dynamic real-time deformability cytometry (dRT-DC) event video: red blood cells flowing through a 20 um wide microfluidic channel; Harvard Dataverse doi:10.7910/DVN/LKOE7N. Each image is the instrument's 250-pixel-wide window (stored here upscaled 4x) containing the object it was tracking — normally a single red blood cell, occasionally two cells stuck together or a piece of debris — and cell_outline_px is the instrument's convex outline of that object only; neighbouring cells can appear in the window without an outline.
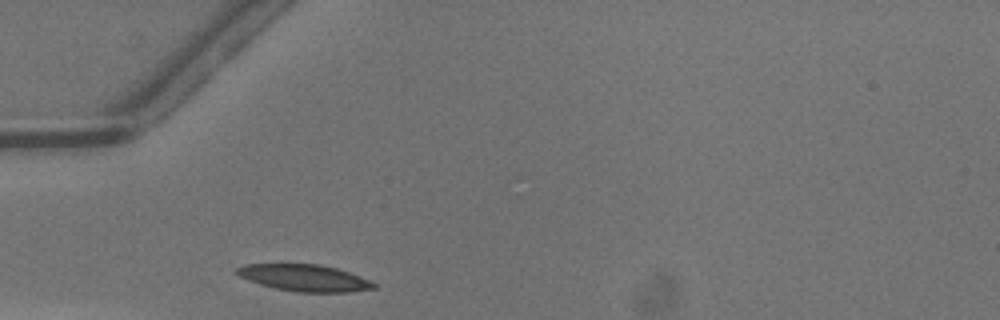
{"species": "common noctule bat (a hibernating species)", "species_latin": "Nyctalus noctula", "temperature_condition": "warm", "stored_images_in_passage": 23, "camera_frame_rate_fps": 3000, "um_per_image_px": 0.085, "animal": {"sex": "male", "body_mass_g": 13.3}, "frame": {"image": 1, "passage_image": 1, "time_ms": 0.0, "image_size_px": [1000, 320], "cell_outline_px": [[376, 288], [348, 292], [296, 292], [276, 288], [260, 284], [248, 280], [240, 276], [236, 272], [236, 268], [244, 264], [320, 264], [336, 268], [348, 272], [368, 280], [376, 284]], "centroid_in_image_um": [25.86, 23.62], "position_along_channel_um": 59.1, "area_um2": 21.1}}
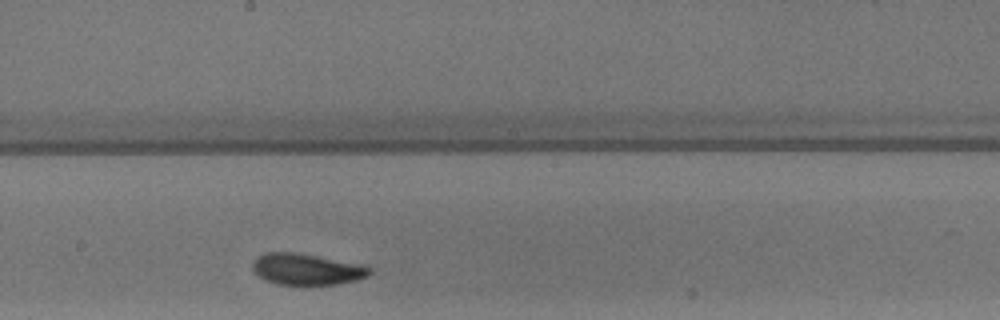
{"frame": {"image": 2, "passage_image": 13, "time_ms": 4.0, "image_size_px": [1000, 320], "cell_outline_px": [[372, 272], [368, 276], [356, 280], [340, 284], [276, 284], [264, 280], [252, 268], [252, 264], [260, 256], [268, 252], [296, 252], [360, 264], [372, 268]], "centroid_in_image_um": [26.1, 22.89], "position_along_channel_um": 222.1, "area_um2": 21.1}}
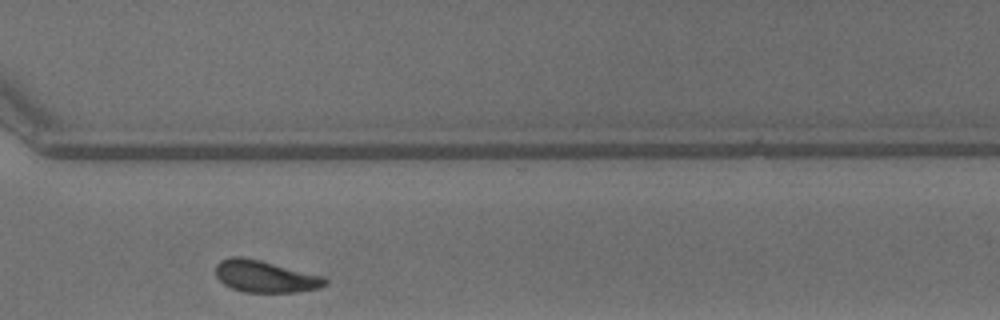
{"frame": {"image": 3, "passage_image": 22, "time_ms": 7.0, "image_size_px": [1000, 320], "cell_outline_px": [[328, 284], [320, 288], [296, 292], [244, 292], [232, 288], [224, 284], [216, 276], [216, 264], [220, 260], [232, 256], [244, 256], [324, 276], [328, 280]], "centroid_in_image_um": [22.55, 23.49], "position_along_channel_um": 348.0, "area_um2": 20.46}}